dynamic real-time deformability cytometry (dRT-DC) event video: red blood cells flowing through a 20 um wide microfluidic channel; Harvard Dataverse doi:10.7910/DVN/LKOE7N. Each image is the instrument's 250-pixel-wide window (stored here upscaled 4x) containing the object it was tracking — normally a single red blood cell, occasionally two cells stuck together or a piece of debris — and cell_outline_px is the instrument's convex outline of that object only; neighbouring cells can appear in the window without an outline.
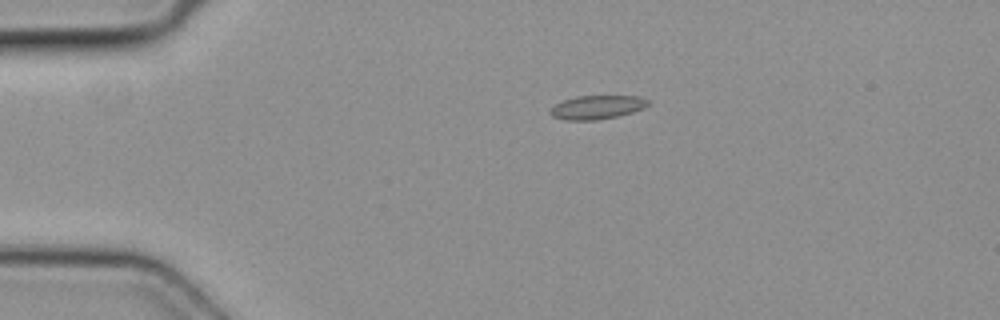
{"species": "common noctule bat (a hibernating species)", "species_latin": "Nyctalus noctula", "temperature_condition": "cold", "stored_images_in_passage": 4, "camera_frame_rate_fps": 3000, "um_per_image_px": 0.085, "animal": {"sex": "female", "body_mass_g": 19.3, "forearm_length_mm": 54.1}, "frame": {"image": 1, "passage_image": 3, "time_ms": 0.667, "image_size_px": [1000, 320], "cell_outline_px": [[648, 104], [644, 108], [632, 112], [616, 116], [596, 120], [568, 120], [552, 116], [548, 112], [556, 104], [564, 100], [576, 96], [640, 96], [648, 100]], "centroid_in_image_um": [50.74, 9.11], "position_along_channel_um": 34.3, "area_um2": 13.35}}